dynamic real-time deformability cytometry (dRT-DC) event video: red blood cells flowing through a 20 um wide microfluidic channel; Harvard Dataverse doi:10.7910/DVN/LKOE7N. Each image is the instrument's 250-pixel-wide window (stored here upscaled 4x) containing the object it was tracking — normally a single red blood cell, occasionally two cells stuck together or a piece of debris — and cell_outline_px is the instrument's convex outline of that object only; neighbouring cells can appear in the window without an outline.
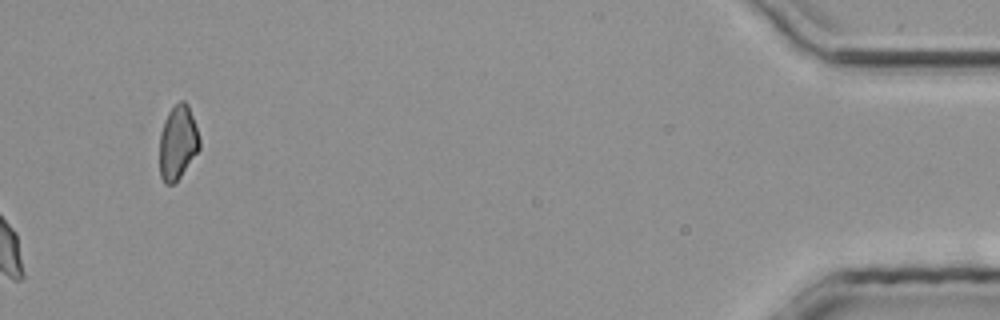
{"species": "common noctule bat (a hibernating species)", "species_latin": "Nyctalus noctula", "temperature_condition": "room temperature", "stored_images_in_passage": 31, "camera_frame_rate_fps": 3000, "um_per_image_px": 0.085, "animal": {"sex": "male", "body_mass_g": 20.4}, "frame": {"image": 1, "passage_image": 31, "time_ms": 10.0, "image_size_px": [1000, 320], "cell_outline_px": [[200, 144], [196, 152], [176, 180], [172, 184], [168, 184], [164, 180], [160, 172], [160, 136], [164, 124], [172, 108], [176, 104], [184, 104], [188, 108], [196, 128]], "centroid_in_image_um": [15.08, 12.15], "position_along_channel_um": 420.1, "area_um2": 15.84}}